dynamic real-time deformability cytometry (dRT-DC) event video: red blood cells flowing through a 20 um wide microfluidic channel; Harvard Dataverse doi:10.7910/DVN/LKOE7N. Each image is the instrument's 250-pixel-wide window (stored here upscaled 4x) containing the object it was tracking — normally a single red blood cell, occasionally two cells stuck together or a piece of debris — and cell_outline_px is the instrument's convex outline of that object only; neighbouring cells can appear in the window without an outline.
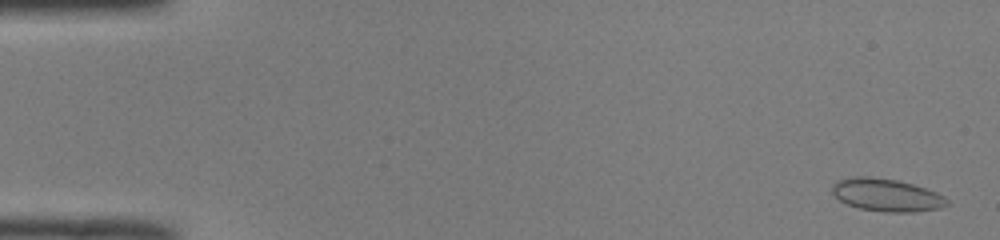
{"species": "common noctule bat (a hibernating species)", "species_latin": "Nyctalus noctula", "temperature_condition": "room temperature", "stored_images_in_passage": 50, "camera_frame_rate_fps": 3000, "um_per_image_px": 0.085, "animal": {"sex": "male", "body_mass_g": 19.0, "forearm_length_mm": 50.8}, "frame": {"image": 1, "passage_image": 1, "time_ms": 0.0, "image_size_px": [1000, 240], "cell_outline_px": [[948, 204], [940, 208], [912, 212], [884, 212], [860, 208], [848, 204], [840, 200], [832, 192], [832, 184], [836, 180], [856, 176], [868, 176], [896, 180], [912, 184], [936, 192], [944, 196], [948, 200]], "centroid_in_image_um": [75.34, 16.57], "position_along_channel_um": 9.7, "area_um2": 21.73}}
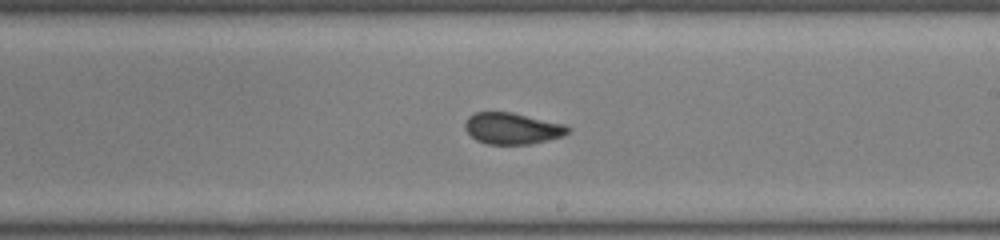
{"frame": {"image": 2, "passage_image": 29, "time_ms": 9.333, "image_size_px": [1000, 240], "cell_outline_px": [[572, 128], [564, 136], [532, 144], [488, 144], [476, 140], [464, 128], [464, 124], [468, 116], [476, 112], [512, 112], [564, 124]], "centroid_in_image_um": [43.55, 10.92], "position_along_channel_um": 245.4, "area_um2": 18.9}}
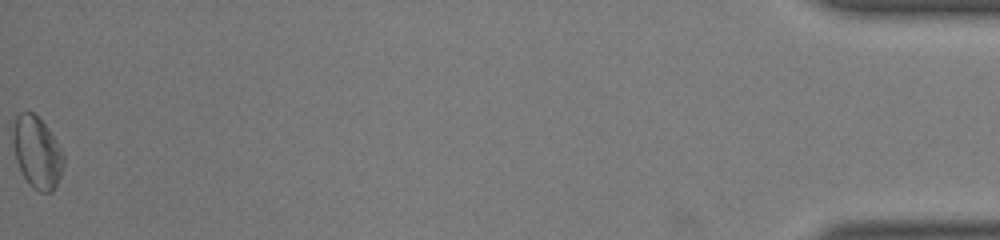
{"frame": {"image": 3, "passage_image": 50, "time_ms": 16.333, "image_size_px": [1000, 240], "cell_outline_px": [[64, 164], [60, 176], [52, 192], [40, 192], [32, 188], [28, 184], [16, 160], [12, 144], [12, 128], [16, 116], [20, 112], [32, 112], [48, 128], [56, 140], [64, 156]], "centroid_in_image_um": [3.13, 12.95], "position_along_channel_um": 432.1, "area_um2": 21.15}, "authors_computed_cell_mechanics": {"area_um2": 19.7965, "velocity_mm_per_s": 4.0517, "shape_relaxation_time_tau1_ms": null, "shape_relaxation_time_tau2_ms": 0.8836, "deformation_change_tau1": null, "deformation_change_tau2": 0.041}}